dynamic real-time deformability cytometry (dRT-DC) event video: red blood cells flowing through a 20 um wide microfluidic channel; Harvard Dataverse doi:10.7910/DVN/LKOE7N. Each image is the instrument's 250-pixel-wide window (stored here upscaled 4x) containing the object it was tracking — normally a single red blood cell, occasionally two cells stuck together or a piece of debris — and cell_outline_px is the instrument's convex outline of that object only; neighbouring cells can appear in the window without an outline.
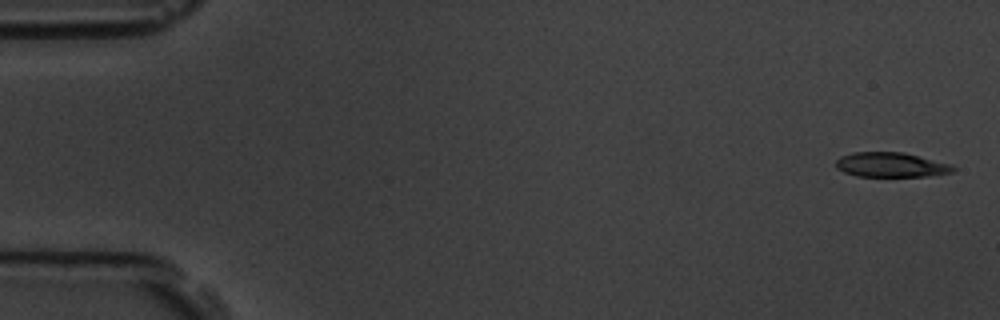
{"species": "common noctule bat (a hibernating species)", "species_latin": "Nyctalus noctula", "temperature_condition": "room temperature", "stored_images_in_passage": 5, "camera_frame_rate_fps": 3000, "um_per_image_px": 0.085, "animal": {"sex": "male", "body_mass_g": 19.5, "forearm_length_mm": 54.6}, "frame": {"image": 1, "passage_image": 1, "time_ms": 0.0, "image_size_px": [1000, 320], "cell_outline_px": [[956, 168], [952, 172], [928, 176], [856, 176], [844, 172], [836, 168], [836, 160], [840, 156], [852, 152], [904, 152], [952, 164]], "centroid_in_image_um": [75.73, 14.0], "position_along_channel_um": 9.3, "area_um2": 16.94}}
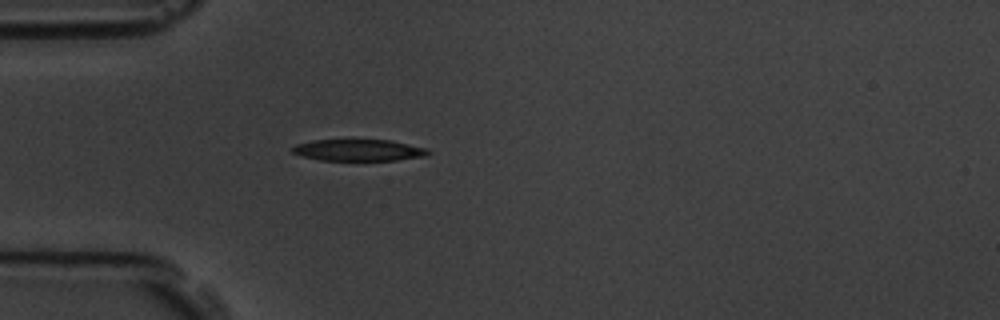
{"frame": {"image": 2, "passage_image": 5, "time_ms": 4.667, "image_size_px": [1000, 320], "cell_outline_px": [[432, 152], [424, 156], [396, 160], [320, 160], [300, 156], [292, 152], [288, 148], [296, 144], [312, 140], [392, 140], [428, 148]], "centroid_in_image_um": [30.46, 12.76], "position_along_channel_um": 54.5, "area_um2": 17.22}}